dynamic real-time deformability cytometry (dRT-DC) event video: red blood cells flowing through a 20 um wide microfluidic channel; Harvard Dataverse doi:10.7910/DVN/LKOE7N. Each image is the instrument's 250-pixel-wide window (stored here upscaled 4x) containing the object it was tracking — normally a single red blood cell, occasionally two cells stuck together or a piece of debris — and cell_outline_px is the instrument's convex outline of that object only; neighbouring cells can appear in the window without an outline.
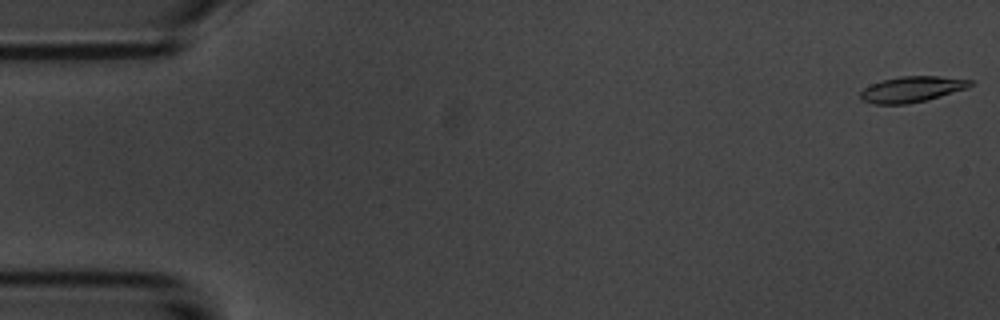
{"species": "common noctule bat (a hibernating species)", "species_latin": "Nyctalus noctula", "temperature_condition": "room temperature", "stored_images_in_passage": 54, "camera_frame_rate_fps": 3000, "um_per_image_px": 0.085, "animal": {"sex": "male", "body_mass_g": 20.1, "forearm_length_mm": 53.5}, "frame": {"image": 1, "passage_image": 1, "time_ms": 0.0, "image_size_px": [1000, 320], "cell_outline_px": [[972, 84], [968, 88], [940, 96], [908, 104], [876, 104], [860, 100], [860, 92], [864, 88], [872, 84], [884, 80], [900, 76], [940, 76], [972, 80]], "centroid_in_image_um": [77.5, 7.59], "position_along_channel_um": 7.5, "area_um2": 16.36}}
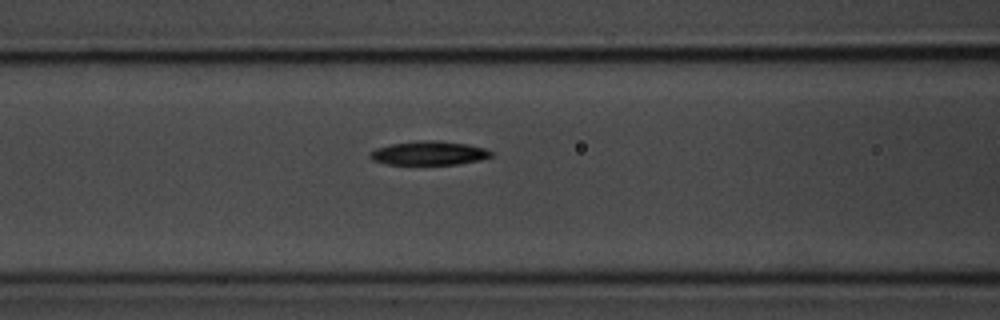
{"frame": {"image": 2, "passage_image": 22, "time_ms": 7.0, "image_size_px": [1000, 320], "cell_outline_px": [[492, 156], [480, 160], [460, 164], [388, 164], [372, 160], [368, 156], [368, 152], [376, 148], [392, 144], [416, 140], [440, 140], [468, 144], [484, 148], [492, 152]], "centroid_in_image_um": [36.45, 13.0], "position_along_channel_um": 130.2, "area_um2": 16.99}}
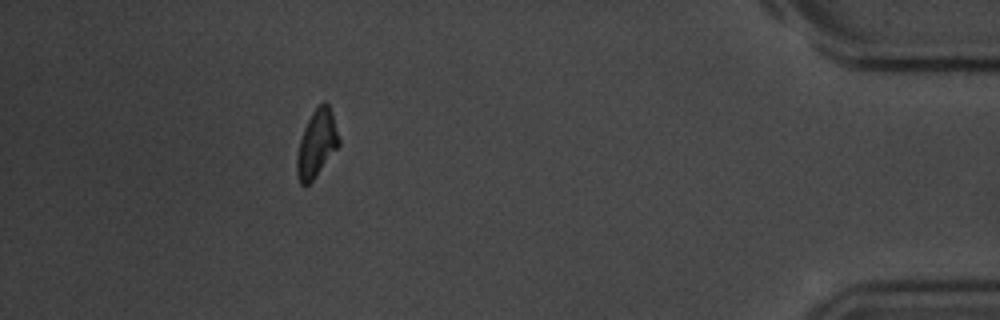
{"frame": {"image": 3, "passage_image": 49, "time_ms": 16.0, "image_size_px": [1000, 320], "cell_outline_px": [[340, 144], [316, 176], [308, 184], [300, 184], [296, 172], [296, 156], [300, 140], [304, 128], [316, 104], [324, 100], [328, 104], [332, 112], [340, 140]], "centroid_in_image_um": [26.91, 12.17], "position_along_channel_um": 408.3, "area_um2": 16.47}, "authors_computed_cell_mechanics": {"area_um2": 16.8776, "velocity_mm_per_s": 3.6902, "shape_relaxation_time_tau1_ms": 4.131, "shape_relaxation_time_tau2_ms": null, "deformation_change_tau1": 0.1183, "deformation_change_tau2": null}}